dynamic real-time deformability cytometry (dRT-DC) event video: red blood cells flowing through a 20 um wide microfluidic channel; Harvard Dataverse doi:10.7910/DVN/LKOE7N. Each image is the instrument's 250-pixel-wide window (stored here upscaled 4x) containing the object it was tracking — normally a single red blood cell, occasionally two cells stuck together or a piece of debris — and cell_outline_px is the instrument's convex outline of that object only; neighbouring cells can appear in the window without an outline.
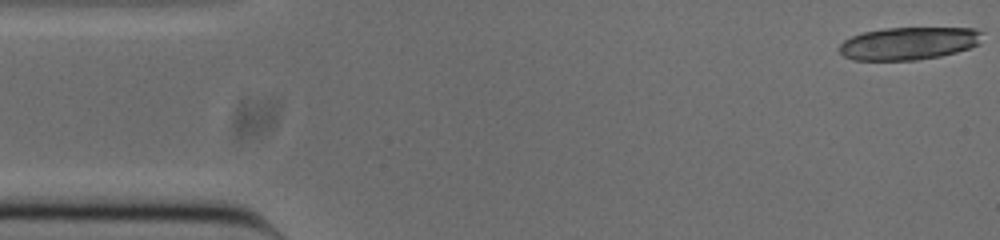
{"species": "common noctule bat (a hibernating species)", "species_latin": "Nyctalus noctula", "temperature_condition": "cold", "stored_images_in_passage": 15, "camera_frame_rate_fps": 3000, "um_per_image_px": 0.085, "animal": {"sex": "male", "body_mass_g": 20.0, "forearm_length_mm": 53.3}, "frame": {"image": 1, "passage_image": 1, "time_ms": 0.0, "image_size_px": [1000, 240], "cell_outline_px": [[984, 32], [980, 44], [956, 52], [940, 56], [916, 60], [852, 60], [844, 56], [840, 52], [840, 44], [844, 40], [852, 36], [864, 32], [884, 28], [976, 28]], "centroid_in_image_um": [77.27, 3.68], "position_along_channel_um": 7.7, "area_um2": 27.34}}